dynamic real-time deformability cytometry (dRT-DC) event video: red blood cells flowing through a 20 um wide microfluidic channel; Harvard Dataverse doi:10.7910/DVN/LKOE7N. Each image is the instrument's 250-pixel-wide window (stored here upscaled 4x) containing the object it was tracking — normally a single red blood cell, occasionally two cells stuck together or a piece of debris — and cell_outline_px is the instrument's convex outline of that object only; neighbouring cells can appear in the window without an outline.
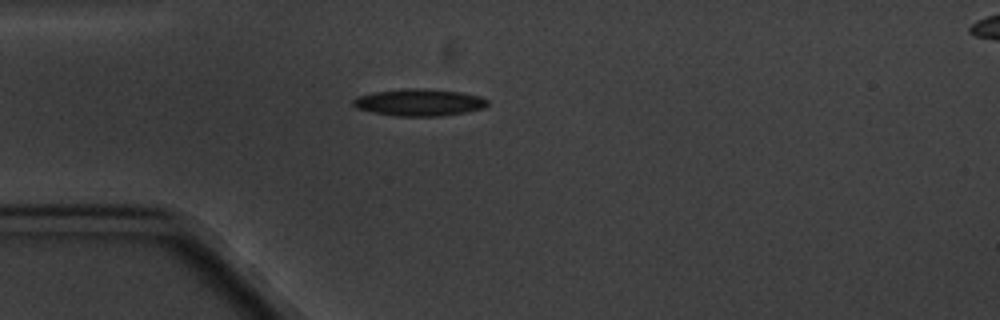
{"species": "common noctule bat (a hibernating species)", "species_latin": "Nyctalus noctula", "temperature_condition": "cold", "stored_images_in_passage": 15, "camera_frame_rate_fps": 3000, "um_per_image_px": 0.085, "animal": {"sex": "male", "body_mass_g": 20.1, "forearm_length_mm": 53.5}, "frame": {"image": 1, "passage_image": 3, "time_ms": 2.333, "image_size_px": [1000, 320], "cell_outline_px": [[488, 104], [484, 108], [468, 112], [440, 116], [392, 116], [372, 112], [356, 108], [352, 104], [352, 100], [356, 96], [376, 92], [404, 88], [424, 88], [460, 92], [480, 96], [488, 100]], "centroid_in_image_um": [35.63, 8.71], "position_along_channel_um": 49.4, "area_um2": 21.33}}
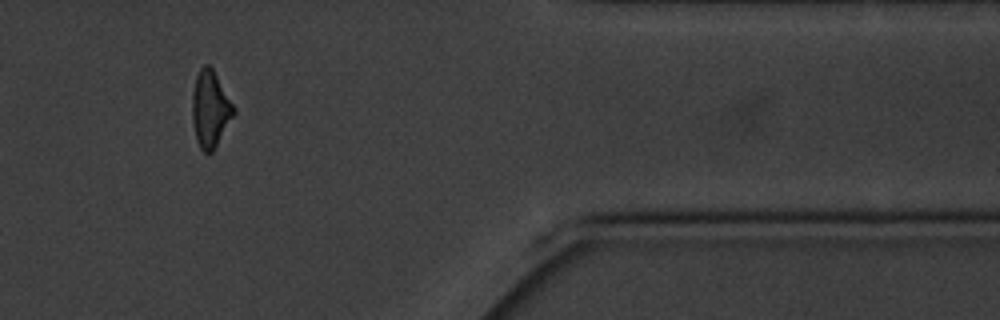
{"frame": {"image": 2, "passage_image": 13, "time_ms": 13.667, "image_size_px": [1000, 320], "cell_outline_px": [[236, 112], [212, 152], [204, 152], [200, 148], [196, 140], [192, 120], [192, 92], [196, 76], [200, 68], [204, 64], [208, 64], [212, 68], [236, 108]], "centroid_in_image_um": [17.87, 9.26], "position_along_channel_um": 393.5, "area_um2": 18.5}, "authors_computed_cell_mechanics": {"area_um2": 19.2474, "velocity_mm_per_s": 3.3744, "shape_relaxation_time_tau1_ms": 3.5743, "shape_relaxation_time_tau2_ms": 3.3463, "deformation_change_tau1": 0.1334, "deformation_change_tau2": 0.1076}}